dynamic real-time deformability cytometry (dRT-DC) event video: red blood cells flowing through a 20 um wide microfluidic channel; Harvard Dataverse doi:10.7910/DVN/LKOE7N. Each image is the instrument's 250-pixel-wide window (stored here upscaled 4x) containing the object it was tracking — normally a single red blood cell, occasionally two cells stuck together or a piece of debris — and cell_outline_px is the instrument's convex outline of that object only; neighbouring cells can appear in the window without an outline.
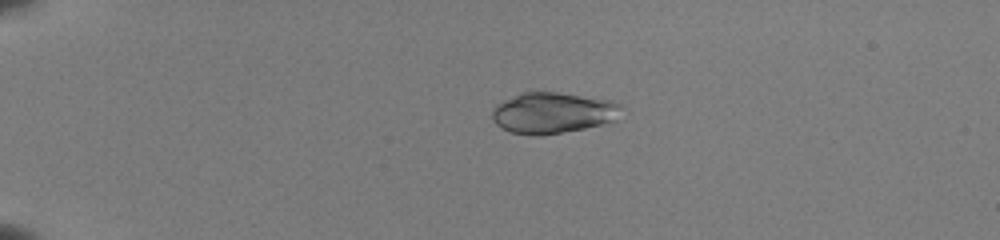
{"species": "common noctule bat (a hibernating species)", "species_latin": "Nyctalus noctula", "temperature_condition": "room temperature", "stored_images_in_passage": 40, "camera_frame_rate_fps": 3000, "um_per_image_px": 0.085, "animal": {"sex": "female", "body_mass_g": 22.0, "forearm_length_mm": 56.7}, "frame": {"image": 1, "passage_image": 1, "time_ms": 0.0, "image_size_px": [1000, 240], "cell_outline_px": [[620, 108], [612, 120], [604, 124], [544, 136], [532, 136], [508, 132], [500, 128], [492, 120], [492, 108], [496, 104], [520, 92], [556, 92], [612, 100], [620, 104]], "centroid_in_image_um": [46.89, 9.6], "position_along_channel_um": 38.1, "area_um2": 30.98}}
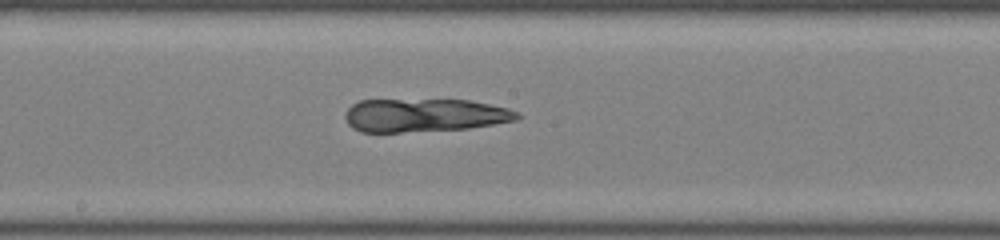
{"frame": {"image": 2, "passage_image": 19, "time_ms": 6.0, "image_size_px": [1000, 240], "cell_outline_px": [[520, 116], [516, 120], [468, 128], [400, 132], [360, 132], [352, 128], [348, 124], [344, 116], [348, 108], [352, 104], [360, 100], [468, 100], [508, 108], [520, 112]], "centroid_in_image_um": [36.05, 9.79], "position_along_channel_um": 212.2, "area_um2": 33.23}}